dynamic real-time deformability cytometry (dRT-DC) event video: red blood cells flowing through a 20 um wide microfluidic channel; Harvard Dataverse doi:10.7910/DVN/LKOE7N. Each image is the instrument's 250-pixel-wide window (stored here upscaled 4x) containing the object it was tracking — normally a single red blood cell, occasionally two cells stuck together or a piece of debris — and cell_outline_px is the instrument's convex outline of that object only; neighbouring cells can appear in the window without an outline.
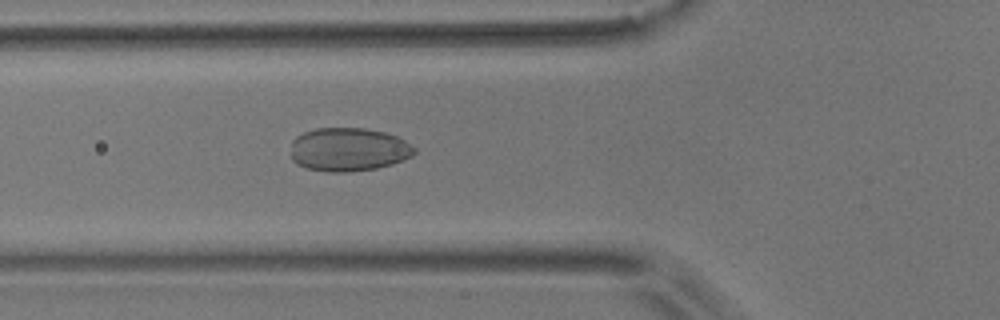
{"species": "common noctule bat (a hibernating species)", "species_latin": "Nyctalus noctula", "temperature_condition": "room temperature", "stored_images_in_passage": 50, "camera_frame_rate_fps": 3000, "um_per_image_px": 0.085, "animal": {"sex": "male", "body_mass_g": 17.9}, "frame": {"image": 1, "passage_image": 19, "time_ms": 6.0, "image_size_px": [1000, 320], "cell_outline_px": [[416, 152], [412, 156], [404, 160], [392, 164], [376, 168], [348, 172], [328, 172], [308, 168], [296, 164], [292, 160], [292, 140], [296, 136], [304, 132], [316, 128], [364, 128], [384, 132], [396, 136], [404, 140], [416, 148]], "centroid_in_image_um": [29.63, 12.71], "position_along_channel_um": 96.2, "area_um2": 31.44}}
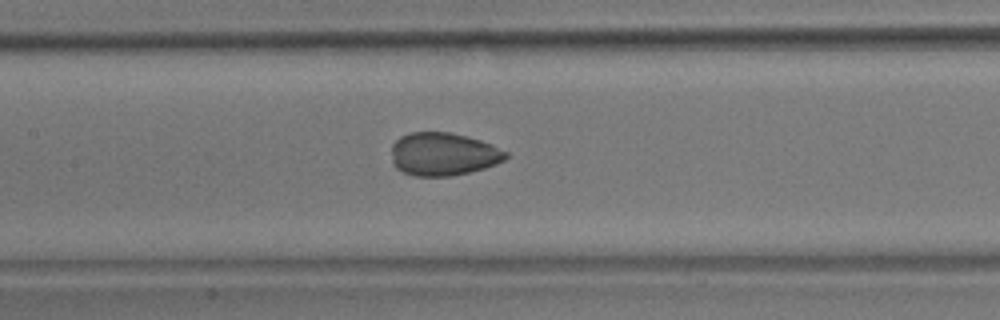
{"frame": {"image": 2, "passage_image": 25, "time_ms": 8.0, "image_size_px": [1000, 320], "cell_outline_px": [[508, 156], [504, 160], [496, 164], [484, 168], [452, 176], [412, 176], [396, 168], [392, 164], [392, 144], [400, 136], [408, 132], [448, 132], [468, 136], [492, 144], [508, 152]], "centroid_in_image_um": [37.67, 13.09], "position_along_channel_um": 169.7, "area_um2": 28.9}}
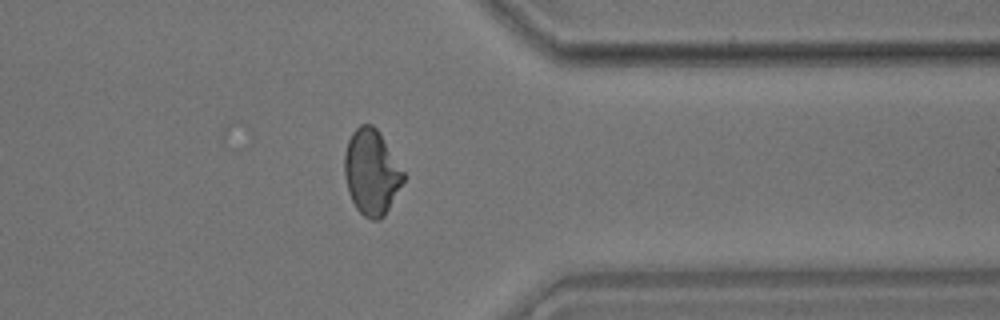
{"frame": {"image": 3, "passage_image": 43, "time_ms": 14.0, "image_size_px": [1000, 320], "cell_outline_px": [[408, 176], [384, 216], [380, 220], [372, 220], [364, 216], [356, 208], [348, 192], [344, 176], [344, 156], [348, 140], [352, 132], [360, 124], [372, 124], [376, 128]], "centroid_in_image_um": [31.59, 14.65], "position_along_channel_um": 379.8, "area_um2": 29.59}, "authors_computed_cell_mechanics": {"area_um2": 29.2757, "velocity_mm_per_s": 3.6301, "shape_relaxation_time_tau1_ms": 4.8292, "shape_relaxation_time_tau2_ms": 1.2511, "deformation_change_tau1": 0.094, "deformation_change_tau2": 0.0361}}